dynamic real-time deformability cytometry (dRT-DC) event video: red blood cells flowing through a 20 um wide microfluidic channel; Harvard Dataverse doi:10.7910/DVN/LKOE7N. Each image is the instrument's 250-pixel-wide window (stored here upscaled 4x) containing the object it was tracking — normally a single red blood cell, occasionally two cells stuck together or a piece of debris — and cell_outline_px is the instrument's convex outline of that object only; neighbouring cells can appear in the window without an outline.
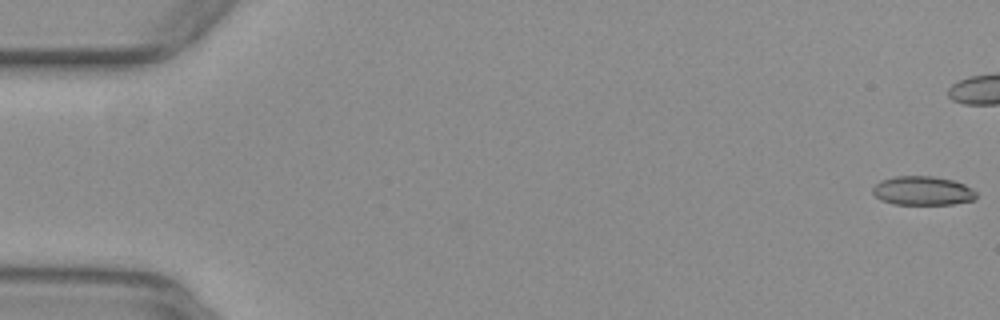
{"species": "common noctule bat (a hibernating species)", "species_latin": "Nyctalus noctula", "temperature_condition": "warm", "stored_images_in_passage": 42, "camera_frame_rate_fps": 3000, "um_per_image_px": 0.085, "animal": {"sex": "female", "body_mass_g": 29.2, "forearm_length_mm": 56.3}, "frame": {"image": 1, "passage_image": 1, "time_ms": 0.0, "image_size_px": [1000, 320], "cell_outline_px": [[976, 200], [952, 204], [896, 204], [880, 200], [872, 192], [872, 188], [880, 180], [896, 176], [932, 176], [952, 180], [964, 184], [972, 188], [976, 192]], "centroid_in_image_um": [78.43, 16.21], "position_along_channel_um": 6.6, "area_um2": 17.51}}
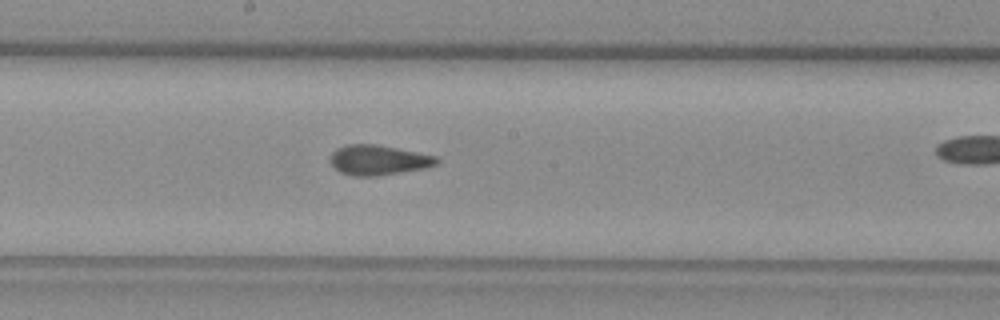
{"frame": {"image": 2, "passage_image": 29, "time_ms": 9.333, "image_size_px": [1000, 320], "cell_outline_px": [[440, 160], [436, 164], [424, 168], [380, 176], [352, 176], [340, 172], [328, 160], [332, 152], [336, 148], [348, 144], [376, 144], [436, 156]], "centroid_in_image_um": [32.12, 13.61], "position_along_channel_um": 216.1, "area_um2": 18.61}}
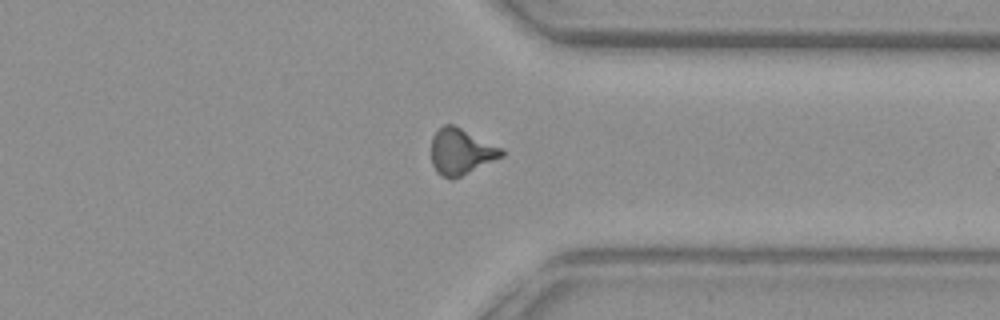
{"frame": {"image": 3, "passage_image": 41, "time_ms": 13.333, "image_size_px": [1000, 320], "cell_outline_px": [[504, 156], [452, 180], [448, 180], [440, 176], [436, 172], [432, 164], [432, 136], [444, 124], [452, 124], [504, 148]], "centroid_in_image_um": [39.19, 12.91], "position_along_channel_um": 372.2, "area_um2": 18.96}}